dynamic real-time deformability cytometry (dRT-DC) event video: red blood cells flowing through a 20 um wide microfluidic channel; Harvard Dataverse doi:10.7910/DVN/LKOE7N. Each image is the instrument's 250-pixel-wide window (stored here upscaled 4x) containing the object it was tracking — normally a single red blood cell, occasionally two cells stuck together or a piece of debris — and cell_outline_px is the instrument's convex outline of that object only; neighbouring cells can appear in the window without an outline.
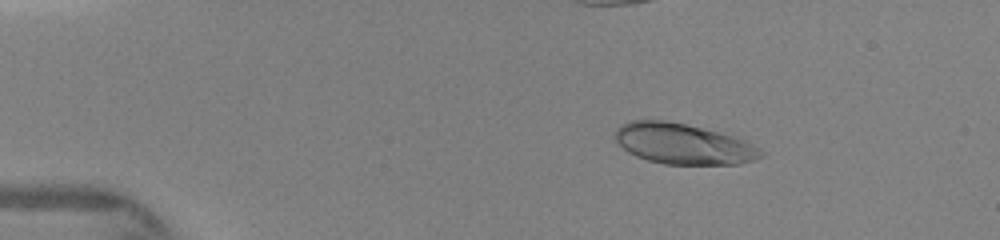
{"species": "human", "species_latin": "Homo sapiens", "temperature_condition": "warm", "stored_images_in_passage": 12, "camera_frame_rate_fps": 3000, "um_per_image_px": 0.085, "donor": {"sex": "female"}, "frame": {"image": 1, "passage_image": 2, "time_ms": 0.333, "image_size_px": [1000, 240], "cell_outline_px": [[764, 156], [756, 160], [740, 164], [664, 164], [648, 160], [636, 156], [628, 152], [616, 140], [616, 128], [620, 124], [628, 120], [668, 120], [720, 132], [744, 140], [760, 148], [764, 152]], "centroid_in_image_um": [58.09, 12.22], "position_along_channel_um": 26.9, "area_um2": 34.62}}